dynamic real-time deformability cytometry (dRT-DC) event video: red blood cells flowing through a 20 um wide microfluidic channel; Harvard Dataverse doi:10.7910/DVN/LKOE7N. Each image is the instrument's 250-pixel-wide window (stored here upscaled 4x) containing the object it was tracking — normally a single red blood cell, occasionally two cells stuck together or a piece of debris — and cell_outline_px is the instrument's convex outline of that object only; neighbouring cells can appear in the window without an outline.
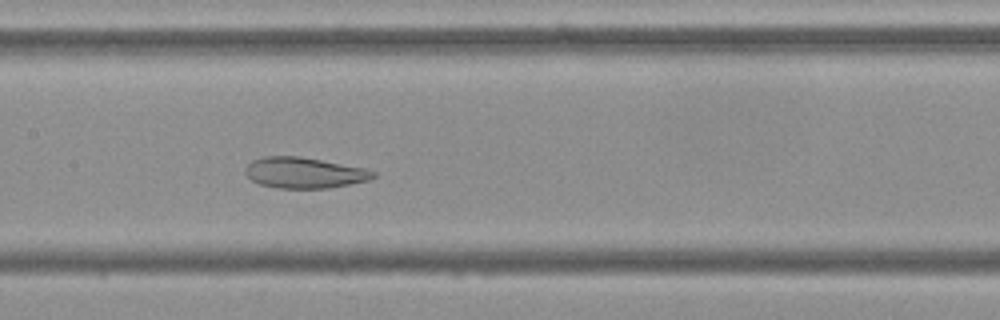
{"species": "Egyptian fruit bat (a non-hibernating species)", "species_latin": "Rousettus aegyptiacus", "temperature_condition": "cold", "stored_images_in_passage": 55, "camera_frame_rate_fps": 3000, "um_per_image_px": 0.085, "frame": {"image": 1, "passage_image": 27, "time_ms": 8.667, "image_size_px": [1000, 320], "cell_outline_px": [[376, 176], [368, 180], [328, 188], [276, 188], [260, 184], [252, 180], [244, 172], [244, 168], [252, 160], [264, 156], [300, 156], [364, 168], [376, 172]], "centroid_in_image_um": [25.83, 14.68], "position_along_channel_um": 181.6, "area_um2": 22.89}}
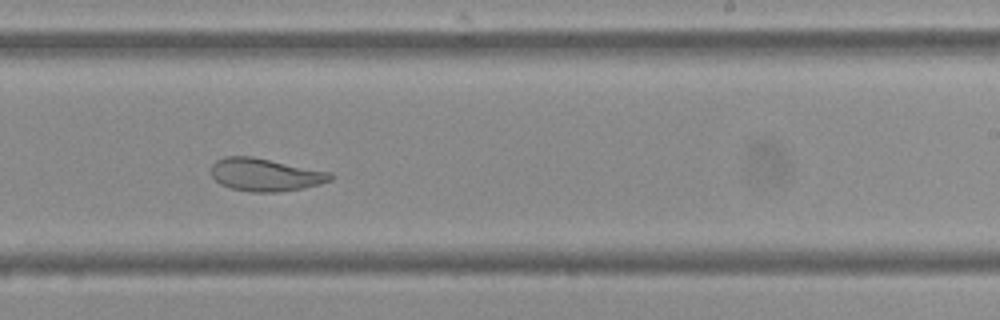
{"frame": {"image": 2, "passage_image": 34, "time_ms": 11.0, "image_size_px": [1000, 320], "cell_outline_px": [[336, 176], [332, 180], [320, 184], [304, 188], [280, 192], [252, 192], [232, 188], [220, 184], [212, 176], [212, 164], [216, 160], [224, 156], [252, 156], [332, 172]], "centroid_in_image_um": [22.6, 14.85], "position_along_channel_um": 266.4, "area_um2": 23.0}}
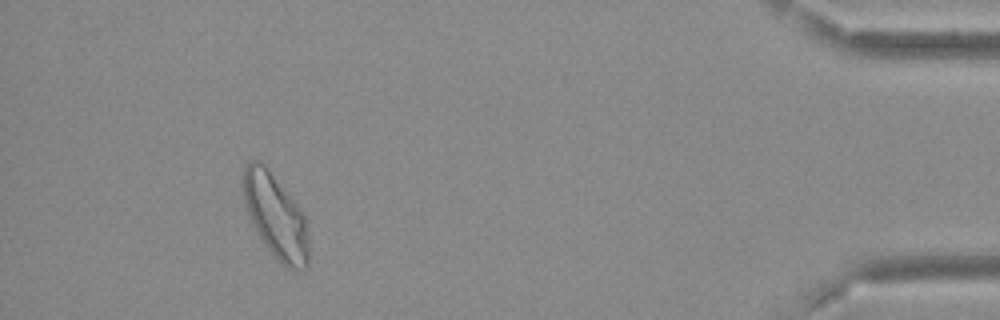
{"frame": {"image": 3, "passage_image": 51, "time_ms": 16.667, "image_size_px": [1000, 320], "cell_outline_px": [[308, 264], [304, 268], [296, 272], [288, 268], [272, 252], [260, 236], [252, 224], [248, 216], [244, 204], [244, 164], [248, 160], [260, 160], [264, 164], [300, 208], [304, 216], [308, 240]], "centroid_in_image_um": [23.42, 18.36], "position_along_channel_um": 411.8, "area_um2": 31.5}, "authors_computed_cell_mechanics": {"area_um2": 29.478, "velocity_mm_per_s": 3.6537, "shape_relaxation_time_tau1_ms": null, "shape_relaxation_time_tau2_ms": 1.5685, "deformation_change_tau1": null, "deformation_change_tau2": 0.0713}}